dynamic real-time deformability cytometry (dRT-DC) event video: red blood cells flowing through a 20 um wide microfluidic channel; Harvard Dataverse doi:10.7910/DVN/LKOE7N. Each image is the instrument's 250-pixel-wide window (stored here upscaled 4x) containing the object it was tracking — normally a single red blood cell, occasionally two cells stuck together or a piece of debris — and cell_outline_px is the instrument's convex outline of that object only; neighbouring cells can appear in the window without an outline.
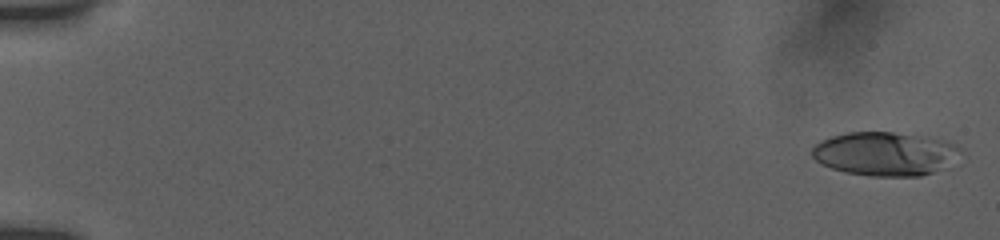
{"species": "human", "species_latin": "Homo sapiens", "temperature_condition": "room temperature", "stored_images_in_passage": 16, "camera_frame_rate_fps": 3000, "um_per_image_px": 0.085, "donor": {"sex": "female"}, "frame": {"image": 1, "passage_image": 1, "time_ms": 0.0, "image_size_px": [1000, 240], "cell_outline_px": [[964, 152], [932, 172], [920, 176], [868, 176], [844, 172], [820, 164], [812, 156], [812, 148], [820, 140], [832, 136], [848, 132], [892, 132], [924, 136], [956, 144], [964, 148]], "centroid_in_image_um": [75.19, 13.06], "position_along_channel_um": 9.8, "area_um2": 37.69}}
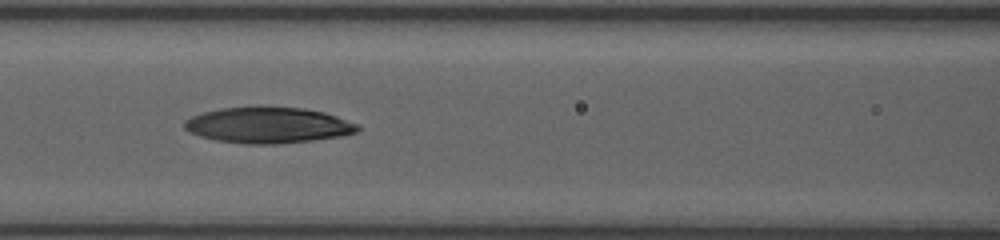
{"frame": {"image": 2, "passage_image": 13, "time_ms": 8.0, "image_size_px": [1000, 240], "cell_outline_px": [[360, 128], [356, 132], [344, 136], [312, 140], [276, 144], [244, 144], [216, 140], [200, 136], [188, 132], [184, 128], [184, 120], [192, 116], [204, 112], [220, 108], [260, 104], [264, 104], [304, 108], [324, 112], [360, 124]], "centroid_in_image_um": [22.79, 10.6], "position_along_channel_um": 143.8, "area_um2": 37.28}}
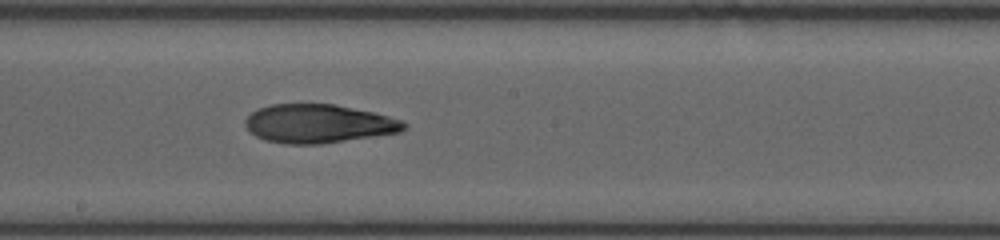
{"frame": {"image": 3, "passage_image": 15, "time_ms": 10.0, "image_size_px": [1000, 240], "cell_outline_px": [[408, 128], [400, 132], [320, 144], [284, 144], [264, 140], [256, 136], [244, 124], [244, 120], [252, 112], [260, 108], [272, 104], [332, 104], [372, 112], [404, 120], [408, 124]], "centroid_in_image_um": [27.08, 10.52], "position_along_channel_um": 221.1, "area_um2": 35.6}}